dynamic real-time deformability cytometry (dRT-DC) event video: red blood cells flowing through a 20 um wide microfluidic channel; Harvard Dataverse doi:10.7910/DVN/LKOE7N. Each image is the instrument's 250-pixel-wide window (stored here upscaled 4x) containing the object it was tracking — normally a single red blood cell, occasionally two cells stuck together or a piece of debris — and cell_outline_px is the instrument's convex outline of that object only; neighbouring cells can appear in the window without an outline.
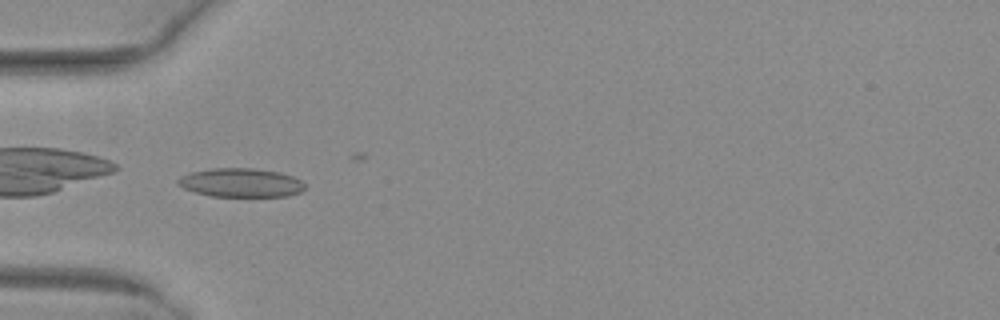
{"species": "common noctule bat (a hibernating species)", "species_latin": "Nyctalus noctula", "temperature_condition": "warm", "stored_images_in_passage": 21, "camera_frame_rate_fps": 3000, "um_per_image_px": 0.085, "animal": {"sex": "female", "body_mass_g": 29.2, "forearm_length_mm": 56.3}, "frame": {"image": 1, "passage_image": 1, "time_ms": 0.0, "image_size_px": [1000, 320], "cell_outline_px": [[304, 188], [300, 192], [288, 196], [212, 196], [196, 192], [184, 188], [176, 184], [176, 180], [180, 176], [192, 172], [212, 168], [252, 168], [280, 172], [292, 176], [300, 180], [304, 184]], "centroid_in_image_um": [20.45, 15.52], "position_along_channel_um": 64.5, "area_um2": 21.21}}
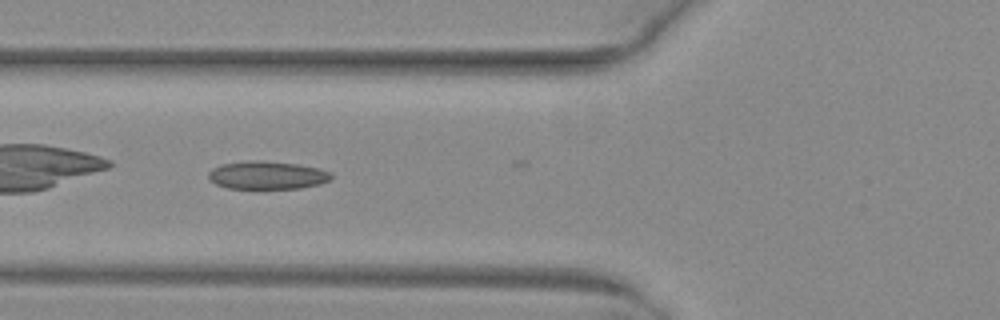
{"frame": {"image": 2, "passage_image": 4, "time_ms": 1.0, "image_size_px": [1000, 320], "cell_outline_px": [[332, 176], [328, 180], [320, 184], [300, 188], [260, 192], [228, 188], [216, 184], [208, 180], [208, 172], [212, 168], [220, 164], [248, 160], [264, 160], [296, 164], [316, 168], [332, 172]], "centroid_in_image_um": [22.64, 14.94], "position_along_channel_um": 103.2, "area_um2": 21.15}}